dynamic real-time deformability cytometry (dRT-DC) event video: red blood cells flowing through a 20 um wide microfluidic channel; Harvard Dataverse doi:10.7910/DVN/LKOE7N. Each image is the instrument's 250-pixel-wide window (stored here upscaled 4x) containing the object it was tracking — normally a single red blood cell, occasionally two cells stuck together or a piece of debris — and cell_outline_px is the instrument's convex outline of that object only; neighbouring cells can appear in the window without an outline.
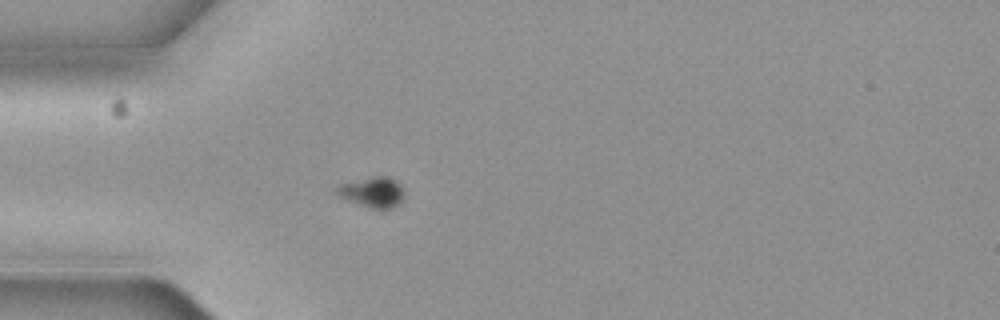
{"species": "common noctule bat (a hibernating species)", "species_latin": "Nyctalus noctula", "temperature_condition": "cold", "stored_images_in_passage": 7, "camera_frame_rate_fps": 3000, "um_per_image_px": 0.085, "animal": {"sex": "female", "body_mass_g": 19.3, "forearm_length_mm": 54.1}, "frame": {"image": 1, "passage_image": 6, "time_ms": 1.667, "image_size_px": [1000, 320], "cell_outline_px": [[404, 196], [400, 204], [392, 208], [368, 208], [348, 200], [332, 192], [332, 188], [340, 184], [372, 176], [388, 176], [396, 180], [404, 188]], "centroid_in_image_um": [31.65, 16.32], "position_along_channel_um": 53.4, "area_um2": 12.25}}